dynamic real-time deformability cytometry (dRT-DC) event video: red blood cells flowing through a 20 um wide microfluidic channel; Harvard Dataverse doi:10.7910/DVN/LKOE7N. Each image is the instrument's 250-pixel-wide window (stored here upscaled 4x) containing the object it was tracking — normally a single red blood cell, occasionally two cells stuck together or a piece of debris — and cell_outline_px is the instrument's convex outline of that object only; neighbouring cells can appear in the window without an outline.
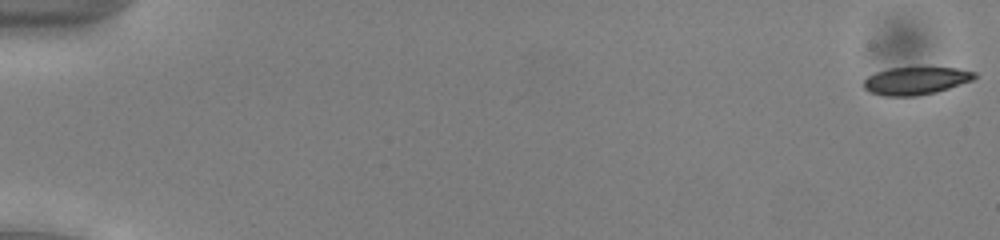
{"species": "common noctule bat (a hibernating species)", "species_latin": "Nyctalus noctula", "temperature_condition": "cold", "stored_images_in_passage": 54, "camera_frame_rate_fps": 3000, "um_per_image_px": 0.085, "animal": {"sex": "male", "body_mass_g": 13.0, "forearm_length_mm": 53.1}, "frame": {"image": 1, "passage_image": 1, "time_ms": 0.0, "image_size_px": [1000, 240], "cell_outline_px": [[976, 76], [972, 80], [936, 92], [916, 96], [884, 96], [868, 92], [864, 88], [864, 80], [868, 76], [876, 72], [888, 68], [956, 68], [976, 72]], "centroid_in_image_um": [77.8, 6.87], "position_along_channel_um": 7.2, "area_um2": 17.74}}
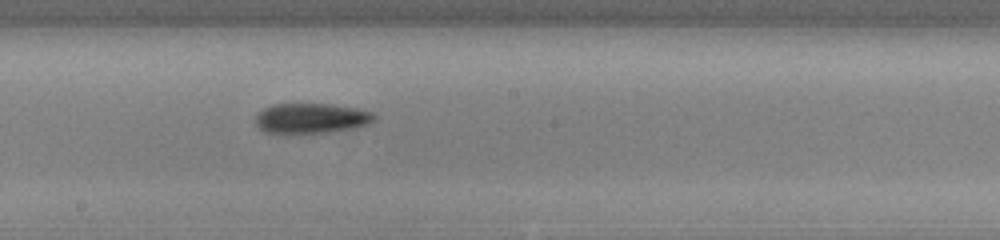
{"frame": {"image": 2, "passage_image": 31, "time_ms": 10.0, "image_size_px": [1000, 240], "cell_outline_px": [[376, 120], [368, 124], [356, 128], [328, 132], [264, 132], [256, 124], [256, 112], [272, 104], [328, 104], [356, 108], [372, 112], [376, 116]], "centroid_in_image_um": [26.47, 10.04], "position_along_channel_um": 221.7, "area_um2": 20.69}}
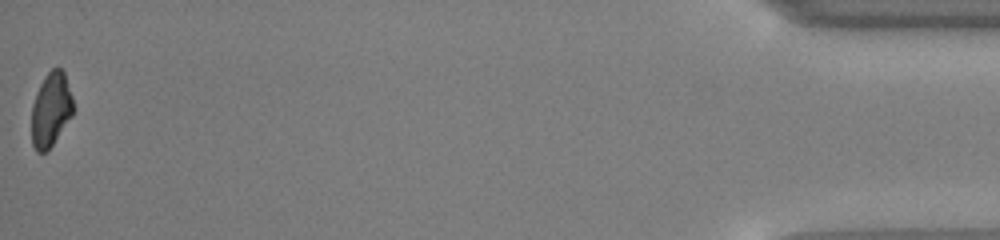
{"frame": {"image": 3, "passage_image": 54, "time_ms": 17.667, "image_size_px": [1000, 240], "cell_outline_px": [[76, 108], [72, 116], [52, 144], [44, 152], [36, 152], [32, 144], [32, 104], [36, 92], [44, 76], [52, 68], [60, 68], [64, 72]], "centroid_in_image_um": [4.34, 9.29], "position_along_channel_um": 430.9, "area_um2": 18.03}, "authors_computed_cell_mechanics": {"area_um2": 19.652, "velocity_mm_per_s": 3.9003, "shape_relaxation_time_tau1_ms": 3.8106, "shape_relaxation_time_tau2_ms": null, "deformation_change_tau1": 0.1288, "deformation_change_tau2": null}}